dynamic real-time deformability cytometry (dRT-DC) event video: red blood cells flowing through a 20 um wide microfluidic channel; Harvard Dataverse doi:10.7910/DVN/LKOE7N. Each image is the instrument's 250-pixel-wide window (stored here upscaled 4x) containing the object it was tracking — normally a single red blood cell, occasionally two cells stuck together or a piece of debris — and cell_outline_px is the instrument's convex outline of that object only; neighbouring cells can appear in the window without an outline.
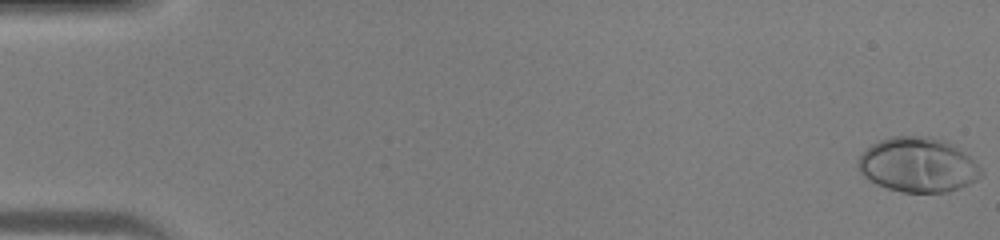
{"species": "human", "species_latin": "Homo sapiens", "temperature_condition": "warm", "stored_images_in_passage": 46, "camera_frame_rate_fps": 3000, "um_per_image_px": 0.085, "donor": {"sex": "male"}, "frame": {"image": 1, "passage_image": 1, "time_ms": 0.0, "image_size_px": [1000, 240], "cell_outline_px": [[984, 172], [976, 180], [968, 184], [948, 192], [900, 192], [876, 184], [864, 176], [856, 168], [856, 164], [860, 156], [872, 144], [880, 140], [892, 136], [932, 136], [944, 140], [964, 152]], "centroid_in_image_um": [77.99, 14.01], "position_along_channel_um": 7.0, "area_um2": 39.02}}
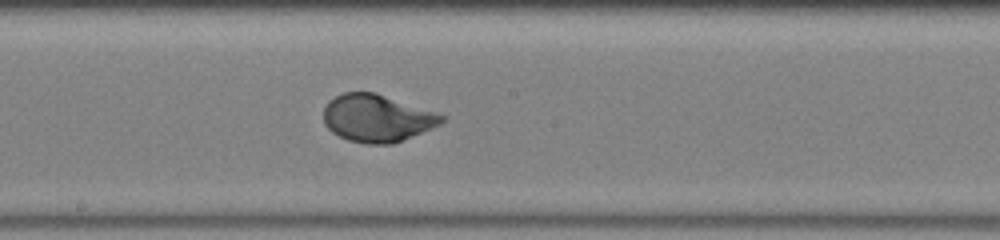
{"frame": {"image": 2, "passage_image": 26, "time_ms": 8.333, "image_size_px": [1000, 240], "cell_outline_px": [[448, 120], [432, 128], [392, 144], [368, 144], [348, 140], [332, 132], [324, 124], [324, 108], [328, 100], [344, 92], [376, 92], [448, 116]], "centroid_in_image_um": [32.07, 10.03], "position_along_channel_um": 216.1, "area_um2": 32.77}}
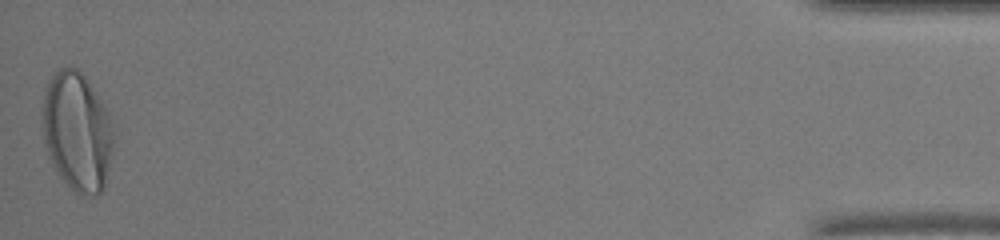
{"frame": {"image": 3, "passage_image": 46, "time_ms": 15.0, "image_size_px": [1000, 240], "cell_outline_px": [[112, 152], [104, 188], [96, 196], [80, 196], [60, 176], [48, 160], [44, 140], [40, 108], [44, 88], [48, 80], [60, 68], [76, 68], [84, 76], [108, 112], [112, 124]], "centroid_in_image_um": [6.51, 11.2], "position_along_channel_um": 428.7, "area_um2": 49.53}}